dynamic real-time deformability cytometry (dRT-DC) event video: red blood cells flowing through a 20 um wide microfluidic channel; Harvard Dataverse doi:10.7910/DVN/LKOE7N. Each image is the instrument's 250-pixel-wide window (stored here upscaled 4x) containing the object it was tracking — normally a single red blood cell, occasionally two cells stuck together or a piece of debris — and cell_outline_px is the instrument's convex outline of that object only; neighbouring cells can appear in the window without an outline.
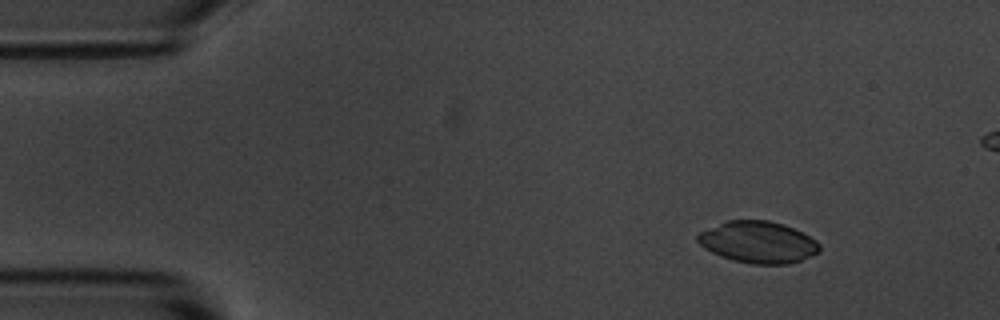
{"species": "common noctule bat (a hibernating species)", "species_latin": "Nyctalus noctula", "temperature_condition": "room temperature", "stored_images_in_passage": 3, "camera_frame_rate_fps": 3000, "um_per_image_px": 0.085, "animal": {"sex": "male", "body_mass_g": 20.1, "forearm_length_mm": 53.5}, "frame": {"image": 1, "passage_image": 1, "time_ms": 0.0, "image_size_px": [1000, 320], "cell_outline_px": [[820, 252], [800, 260], [788, 264], [752, 264], [732, 260], [720, 256], [704, 248], [696, 240], [696, 236], [700, 232], [728, 220], [768, 220], [784, 224], [816, 240], [820, 244]], "centroid_in_image_um": [64.43, 20.59], "position_along_channel_um": 20.6, "area_um2": 29.48}}